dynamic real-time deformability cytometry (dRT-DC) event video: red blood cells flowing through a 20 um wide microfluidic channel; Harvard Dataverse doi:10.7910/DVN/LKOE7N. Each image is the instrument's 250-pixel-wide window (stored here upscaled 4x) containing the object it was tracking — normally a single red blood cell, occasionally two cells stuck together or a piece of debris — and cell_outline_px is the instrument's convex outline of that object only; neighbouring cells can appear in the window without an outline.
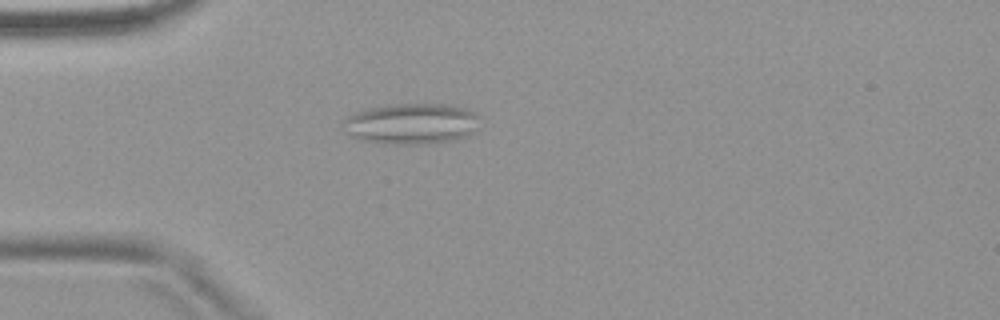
{"species": "common noctule bat (a hibernating species)", "species_latin": "Nyctalus noctula", "temperature_condition": "warm", "stored_images_in_passage": 3, "camera_frame_rate_fps": 3000, "um_per_image_px": 0.085, "animal": {"sex": "female", "body_mass_g": 18.4}, "frame": {"image": 1, "passage_image": 3, "time_ms": 3.0, "image_size_px": [1000, 320], "cell_outline_px": [[480, 116], [476, 136], [456, 140], [428, 144], [384, 144], [360, 140], [344, 132], [344, 120], [348, 116], [356, 112], [368, 108], [392, 104], [448, 104], [464, 108], [476, 112]], "centroid_in_image_um": [35.06, 10.54], "position_along_channel_um": 49.9, "area_um2": 33.35}}